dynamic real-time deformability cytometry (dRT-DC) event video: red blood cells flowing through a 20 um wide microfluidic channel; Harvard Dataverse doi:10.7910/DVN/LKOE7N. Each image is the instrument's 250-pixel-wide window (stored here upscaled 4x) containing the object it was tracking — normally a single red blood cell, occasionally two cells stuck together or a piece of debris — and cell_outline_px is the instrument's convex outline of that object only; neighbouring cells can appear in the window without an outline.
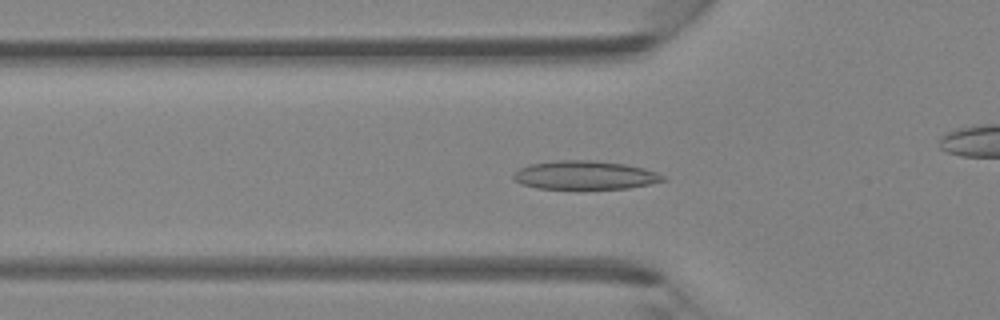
{"species": "Egyptian fruit bat (a non-hibernating species)", "species_latin": "Rousettus aegyptiacus", "temperature_condition": "room temperature", "stored_images_in_passage": 46, "camera_frame_rate_fps": 3000, "um_per_image_px": 0.085, "animal": {"sex": "female"}, "frame": {"image": 1, "passage_image": 15, "time_ms": 4.667, "image_size_px": [1000, 320], "cell_outline_px": [[668, 180], [628, 188], [536, 188], [520, 184], [512, 176], [520, 168], [528, 164], [552, 160], [592, 160], [624, 164], [644, 168], [668, 176]], "centroid_in_image_um": [49.73, 14.87], "position_along_channel_um": 76.1, "area_um2": 24.91}}
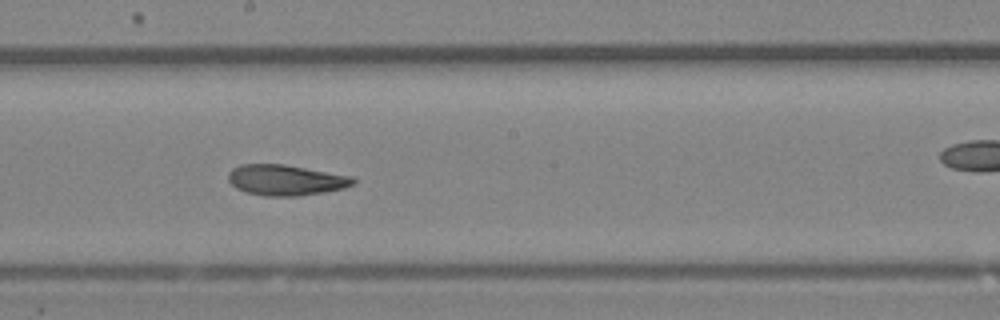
{"frame": {"image": 2, "passage_image": 25, "time_ms": 8.0, "image_size_px": [1000, 320], "cell_outline_px": [[356, 184], [344, 188], [324, 192], [300, 196], [264, 196], [244, 192], [236, 188], [228, 180], [228, 172], [232, 168], [240, 164], [284, 164], [352, 176], [356, 180]], "centroid_in_image_um": [24.28, 15.31], "position_along_channel_um": 223.9, "area_um2": 22.54}}
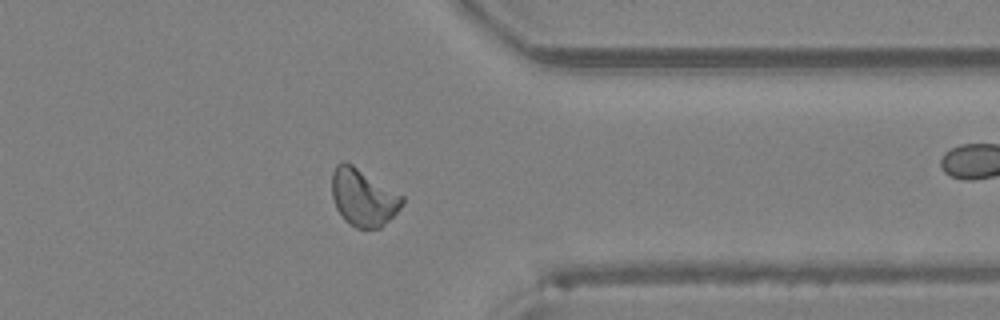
{"frame": {"image": 3, "passage_image": 36, "time_ms": 11.667, "image_size_px": [1000, 320], "cell_outline_px": [[404, 204], [380, 228], [356, 228], [348, 224], [344, 220], [336, 208], [332, 196], [332, 172], [336, 164], [344, 160], [352, 164], [404, 196]], "centroid_in_image_um": [30.85, 16.77], "position_along_channel_um": 380.5, "area_um2": 23.47}}